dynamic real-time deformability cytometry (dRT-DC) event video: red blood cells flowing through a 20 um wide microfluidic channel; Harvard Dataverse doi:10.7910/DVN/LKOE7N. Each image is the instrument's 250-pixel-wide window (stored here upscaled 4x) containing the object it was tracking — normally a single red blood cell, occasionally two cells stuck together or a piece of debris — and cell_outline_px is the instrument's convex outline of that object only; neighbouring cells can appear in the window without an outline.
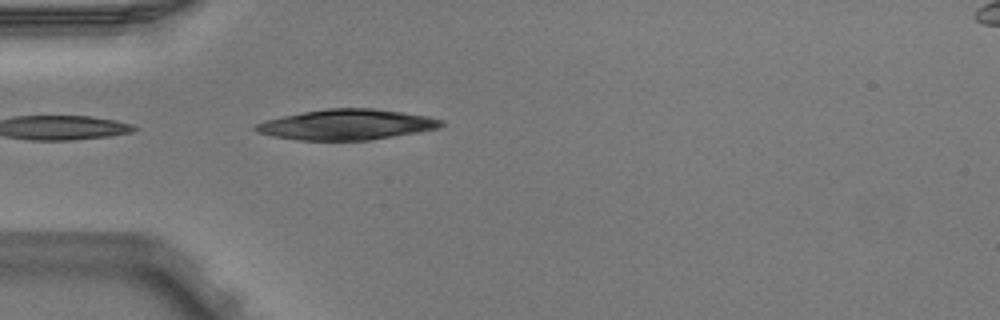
{"species": "Egyptian fruit bat (a non-hibernating species)", "species_latin": "Rousettus aegyptiacus", "temperature_condition": "warm", "stored_images_in_passage": 3, "camera_frame_rate_fps": 3000, "um_per_image_px": 0.085, "animal": {"sex": "male"}, "frame": {"image": 1, "passage_image": 3, "time_ms": 0.667, "image_size_px": [1000, 320], "cell_outline_px": [[444, 124], [440, 128], [420, 132], [372, 140], [300, 140], [272, 136], [256, 132], [252, 128], [256, 124], [264, 120], [304, 112], [328, 108], [372, 108], [428, 116], [444, 120]], "centroid_in_image_um": [29.49, 10.59], "position_along_channel_um": 55.5, "area_um2": 33.0}}